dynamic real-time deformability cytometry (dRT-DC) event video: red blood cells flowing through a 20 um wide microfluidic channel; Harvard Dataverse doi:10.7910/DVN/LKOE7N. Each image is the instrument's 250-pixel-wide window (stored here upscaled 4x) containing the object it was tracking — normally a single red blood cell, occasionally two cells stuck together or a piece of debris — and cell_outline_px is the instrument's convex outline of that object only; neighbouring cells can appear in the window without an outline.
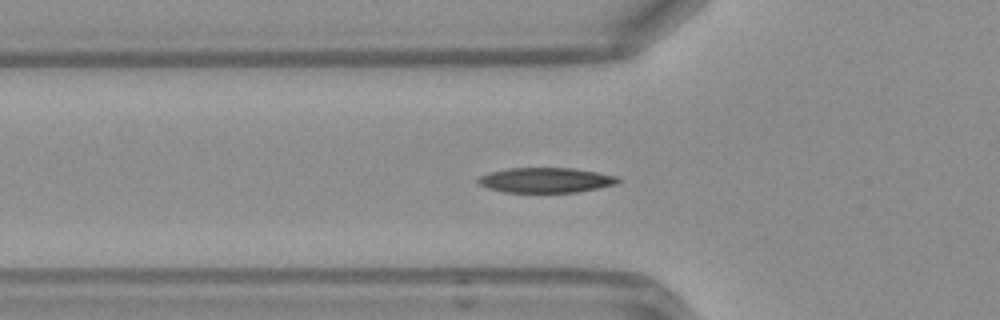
{"species": "Egyptian fruit bat (a non-hibernating species)", "species_latin": "Rousettus aegyptiacus", "temperature_condition": "warm", "stored_images_in_passage": 49, "camera_frame_rate_fps": 3000, "um_per_image_px": 0.085, "frame": {"image": 1, "passage_image": 16, "time_ms": 5.0, "image_size_px": [1000, 320], "cell_outline_px": [[620, 180], [616, 184], [576, 192], [504, 192], [488, 188], [480, 184], [476, 180], [480, 176], [492, 172], [508, 168], [572, 168], [596, 172], [616, 176]], "centroid_in_image_um": [46.37, 15.31], "position_along_channel_um": 79.4, "area_um2": 20.11}}
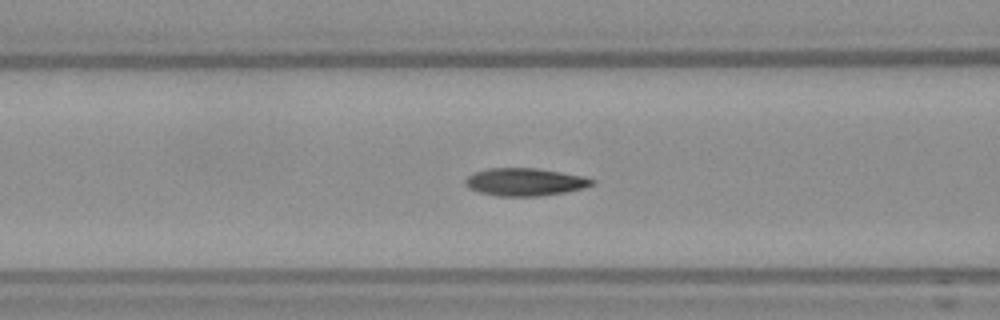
{"frame": {"image": 2, "passage_image": 19, "time_ms": 6.0, "image_size_px": [1000, 320], "cell_outline_px": [[596, 184], [584, 188], [564, 192], [536, 196], [496, 196], [480, 192], [468, 188], [464, 184], [464, 180], [472, 172], [488, 168], [536, 168], [584, 176], [596, 180]], "centroid_in_image_um": [44.61, 15.46], "position_along_channel_um": 122.0, "area_um2": 20.58}}
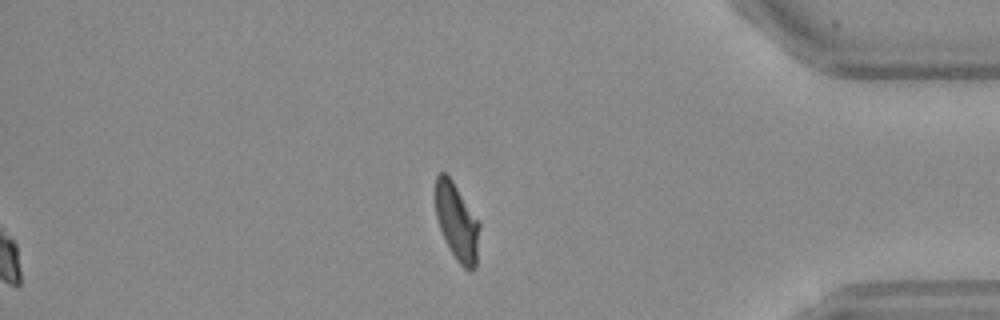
{"frame": {"image": 3, "passage_image": 41, "time_ms": 13.333, "image_size_px": [1000, 320], "cell_outline_px": [[480, 224], [476, 268], [472, 272], [468, 272], [456, 260], [440, 228], [436, 216], [432, 196], [432, 192], [436, 176], [440, 172], [444, 172], [452, 180], [480, 220]], "centroid_in_image_um": [38.82, 18.82], "position_along_channel_um": 396.4, "area_um2": 20.46}, "authors_computed_cell_mechanics": {"area_um2": 20.1722, "velocity_mm_per_s": 4.152, "shape_relaxation_time_tau1_ms": 3.5238, "shape_relaxation_time_tau2_ms": 1.1431, "deformation_change_tau1": 0.1701, "deformation_change_tau2": 0.0714}}